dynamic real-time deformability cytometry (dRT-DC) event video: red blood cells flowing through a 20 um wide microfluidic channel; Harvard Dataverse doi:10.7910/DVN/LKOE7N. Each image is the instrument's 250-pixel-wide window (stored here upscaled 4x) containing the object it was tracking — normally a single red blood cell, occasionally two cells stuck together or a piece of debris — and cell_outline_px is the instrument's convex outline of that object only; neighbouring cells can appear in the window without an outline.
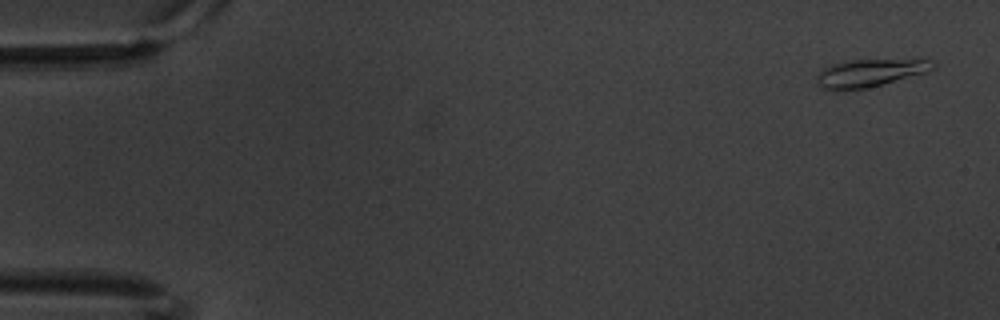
{"species": "common noctule bat (a hibernating species)", "species_latin": "Nyctalus noctula", "temperature_condition": "warm", "stored_images_in_passage": 7, "camera_frame_rate_fps": 3000, "um_per_image_px": 0.085, "animal": {"sex": "male", "body_mass_g": 20.1, "forearm_length_mm": 53.5}, "frame": {"image": 1, "passage_image": 1, "time_ms": 0.0, "image_size_px": [1000, 320], "cell_outline_px": [[936, 68], [928, 72], [864, 88], [824, 88], [816, 80], [816, 76], [820, 68], [844, 60], [928, 60], [936, 64]], "centroid_in_image_um": [73.94, 6.16], "position_along_channel_um": 11.1, "area_um2": 18.15}}
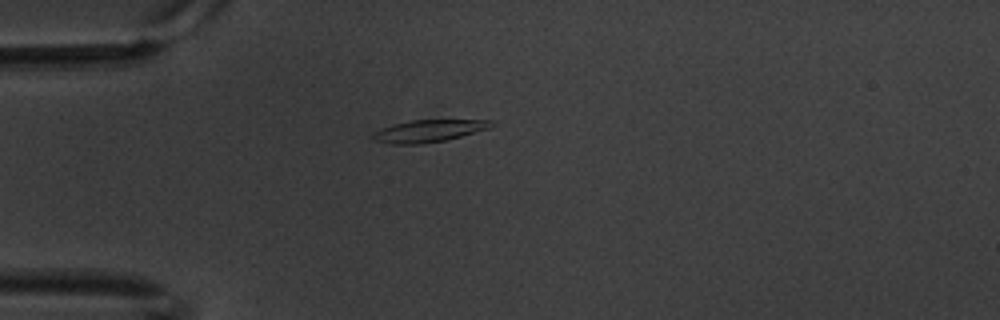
{"frame": {"image": 2, "passage_image": 5, "time_ms": 1.333, "image_size_px": [1000, 320], "cell_outline_px": [[492, 124], [488, 128], [460, 136], [444, 140], [424, 144], [388, 144], [372, 140], [372, 132], [396, 124], [412, 120], [492, 120]], "centroid_in_image_um": [36.36, 11.14], "position_along_channel_um": 48.6, "area_um2": 15.03}}
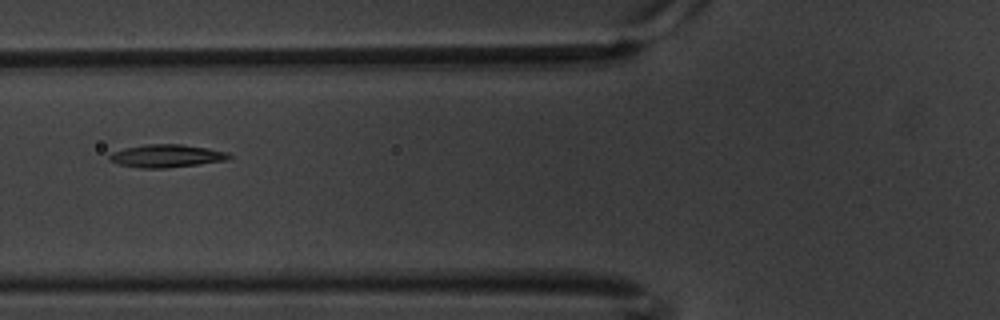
{"frame": {"image": 3, "passage_image": 7, "time_ms": 2.0, "image_size_px": [1000, 320], "cell_outline_px": [[236, 156], [228, 160], [164, 168], [140, 168], [120, 164], [108, 160], [108, 156], [112, 152], [124, 148], [144, 144], [180, 144], [208, 148], [228, 152]], "centroid_in_image_um": [14.18, 13.24], "position_along_channel_um": 111.6, "area_um2": 16.01}}